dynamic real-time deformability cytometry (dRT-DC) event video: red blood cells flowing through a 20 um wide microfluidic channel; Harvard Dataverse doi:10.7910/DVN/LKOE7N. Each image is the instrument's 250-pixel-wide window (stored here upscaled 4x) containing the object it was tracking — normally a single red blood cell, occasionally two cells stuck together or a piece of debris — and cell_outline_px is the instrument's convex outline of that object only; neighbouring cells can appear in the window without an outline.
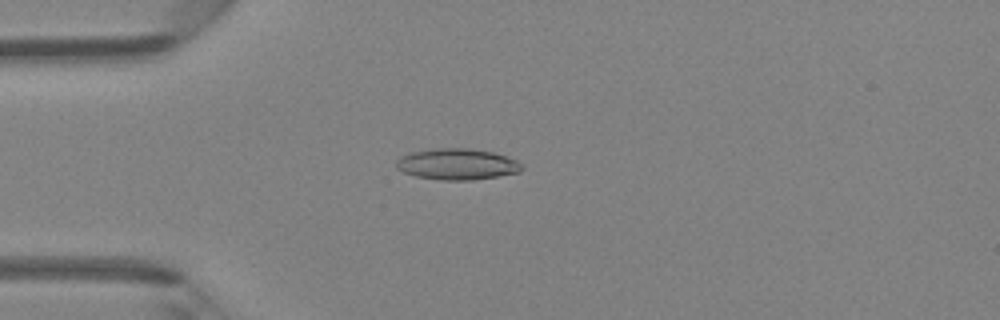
{"species": "Egyptian fruit bat (a non-hibernating species)", "species_latin": "Rousettus aegyptiacus", "temperature_condition": "room temperature", "stored_images_in_passage": 47, "camera_frame_rate_fps": 3000, "um_per_image_px": 0.085, "animal": {"sex": "female"}, "frame": {"image": 1, "passage_image": 13, "time_ms": 4.0, "image_size_px": [1000, 320], "cell_outline_px": [[524, 168], [520, 172], [472, 180], [440, 180], [416, 176], [404, 172], [396, 168], [396, 160], [400, 156], [408, 152], [432, 148], [468, 148], [492, 152], [516, 160], [524, 164]], "centroid_in_image_um": [38.83, 13.95], "position_along_channel_um": 46.2, "area_um2": 22.95}}
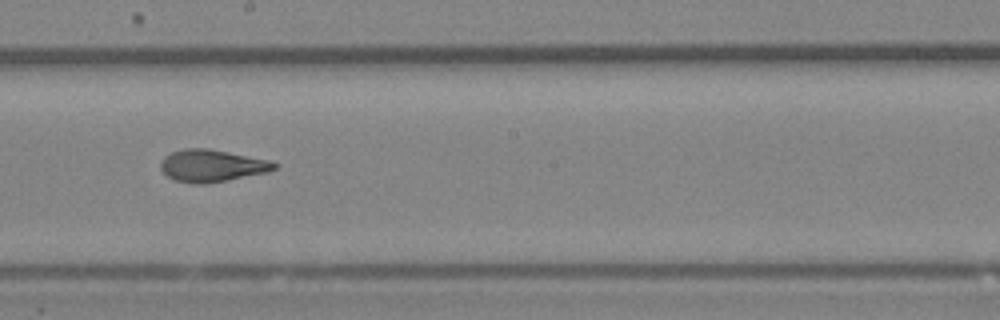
{"frame": {"image": 2, "passage_image": 27, "time_ms": 8.667, "image_size_px": [1000, 320], "cell_outline_px": [[280, 164], [276, 168], [268, 172], [204, 184], [192, 184], [176, 180], [168, 176], [160, 168], [160, 160], [164, 156], [172, 152], [184, 148], [208, 148], [272, 160]], "centroid_in_image_um": [18.03, 14.07], "position_along_channel_um": 230.2, "area_um2": 21.44}}
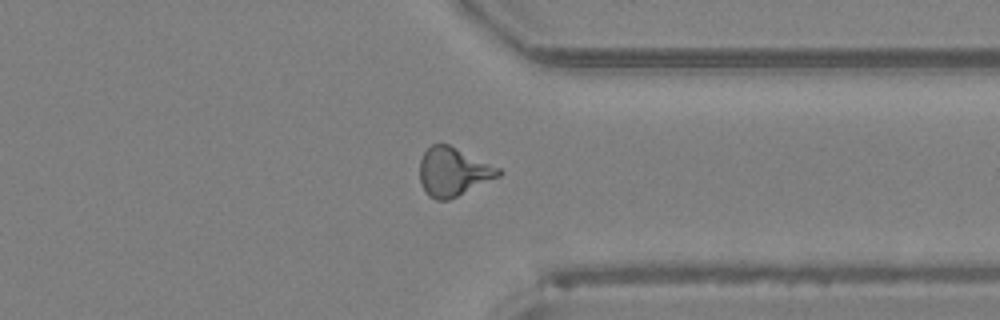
{"frame": {"image": 3, "passage_image": 37, "time_ms": 12.0, "image_size_px": [1000, 320], "cell_outline_px": [[504, 172], [500, 176], [448, 200], [436, 200], [428, 196], [420, 184], [420, 160], [424, 152], [432, 144], [448, 144], [500, 168]], "centroid_in_image_um": [38.51, 14.61], "position_along_channel_um": 372.9, "area_um2": 22.2}, "authors_computed_cell_mechanics": {"area_um2": 21.6172, "velocity_mm_per_s": 4.3328, "shape_relaxation_time_tau1_ms": 5.3201, "shape_relaxation_time_tau2_ms": 1.6432, "deformation_change_tau1": 0.197, "deformation_change_tau2": 0.0955}}